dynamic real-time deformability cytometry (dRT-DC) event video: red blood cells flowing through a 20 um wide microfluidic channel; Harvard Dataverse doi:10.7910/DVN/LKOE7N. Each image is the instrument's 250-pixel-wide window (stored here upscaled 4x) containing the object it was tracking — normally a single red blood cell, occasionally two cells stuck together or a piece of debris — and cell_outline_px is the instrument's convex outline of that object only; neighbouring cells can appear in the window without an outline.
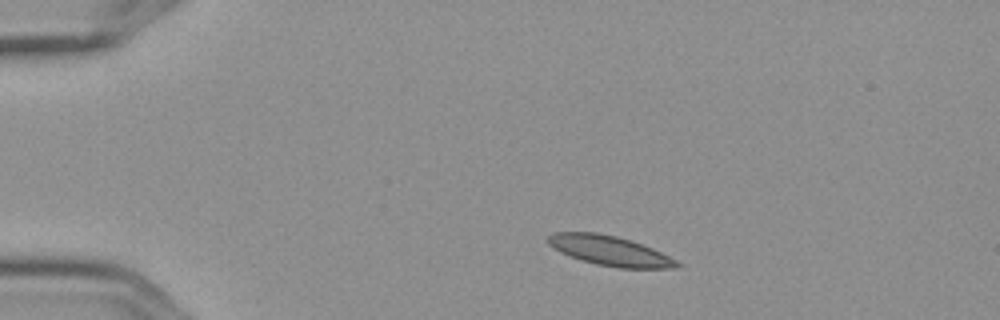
{"species": "Egyptian fruit bat (a non-hibernating species)", "species_latin": "Rousettus aegyptiacus", "temperature_condition": "cold", "stored_images_in_passage": 9, "camera_frame_rate_fps": 3000, "um_per_image_px": 0.085, "frame": {"image": 1, "passage_image": 1, "time_ms": 0.0, "image_size_px": [1000, 320], "cell_outline_px": [[680, 268], [616, 268], [596, 264], [580, 260], [560, 252], [548, 244], [548, 236], [552, 232], [596, 232], [616, 236], [632, 240], [652, 248], [676, 260], [680, 264]], "centroid_in_image_um": [51.82, 21.31], "position_along_channel_um": 33.2, "area_um2": 22.43}}
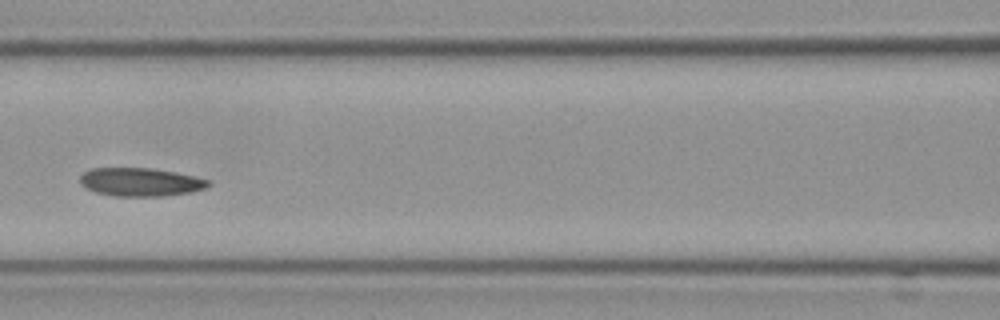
{"frame": {"image": 2, "passage_image": 5, "time_ms": 1.333, "image_size_px": [1000, 320], "cell_outline_px": [[212, 184], [204, 188], [192, 192], [164, 196], [116, 196], [96, 192], [80, 184], [80, 176], [84, 172], [92, 168], [152, 168], [176, 172], [208, 180]], "centroid_in_image_um": [11.94, 15.47], "position_along_channel_um": 154.7, "area_um2": 21.1}}
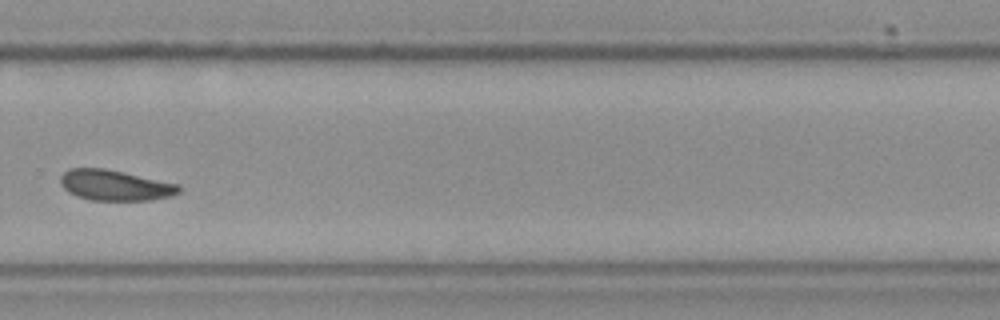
{"frame": {"image": 3, "passage_image": 9, "time_ms": 2.667, "image_size_px": [1000, 320], "cell_outline_px": [[180, 192], [168, 196], [152, 200], [92, 200], [76, 196], [68, 192], [60, 184], [60, 176], [68, 168], [104, 168], [124, 172], [176, 184], [180, 188]], "centroid_in_image_um": [9.71, 15.74], "position_along_channel_um": 320.1, "area_um2": 20.92}}